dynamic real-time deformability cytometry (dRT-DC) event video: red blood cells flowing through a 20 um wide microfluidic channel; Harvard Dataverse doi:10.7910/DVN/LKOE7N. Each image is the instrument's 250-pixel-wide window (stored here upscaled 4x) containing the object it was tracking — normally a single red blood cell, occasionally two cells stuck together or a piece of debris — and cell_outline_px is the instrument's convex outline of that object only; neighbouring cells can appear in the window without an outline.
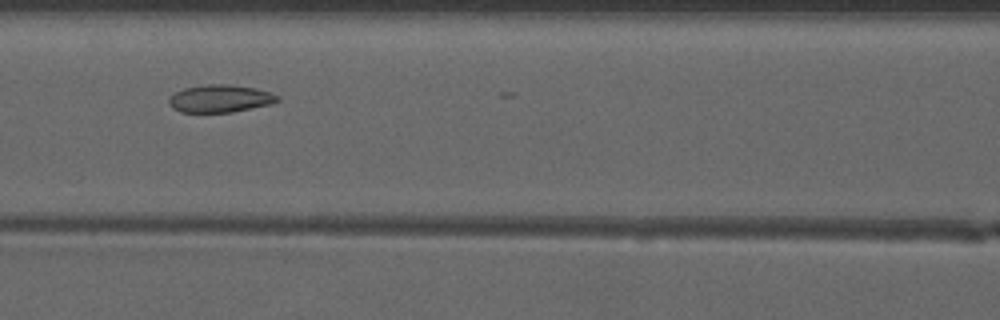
{"species": "common noctule bat (a hibernating species)", "species_latin": "Nyctalus noctula", "temperature_condition": "warm", "stored_images_in_passage": 18, "camera_frame_rate_fps": 3000, "um_per_image_px": 0.085, "animal": {"sex": "male", "forearm_length_mm": 52.5}, "frame": {"image": 1, "passage_image": 15, "time_ms": 4.667, "image_size_px": [1000, 320], "cell_outline_px": [[280, 100], [272, 104], [232, 112], [180, 112], [172, 108], [168, 100], [176, 92], [184, 88], [204, 84], [228, 84], [256, 88], [280, 96]], "centroid_in_image_um": [18.73, 8.38], "position_along_channel_um": 147.9, "area_um2": 17.46}}